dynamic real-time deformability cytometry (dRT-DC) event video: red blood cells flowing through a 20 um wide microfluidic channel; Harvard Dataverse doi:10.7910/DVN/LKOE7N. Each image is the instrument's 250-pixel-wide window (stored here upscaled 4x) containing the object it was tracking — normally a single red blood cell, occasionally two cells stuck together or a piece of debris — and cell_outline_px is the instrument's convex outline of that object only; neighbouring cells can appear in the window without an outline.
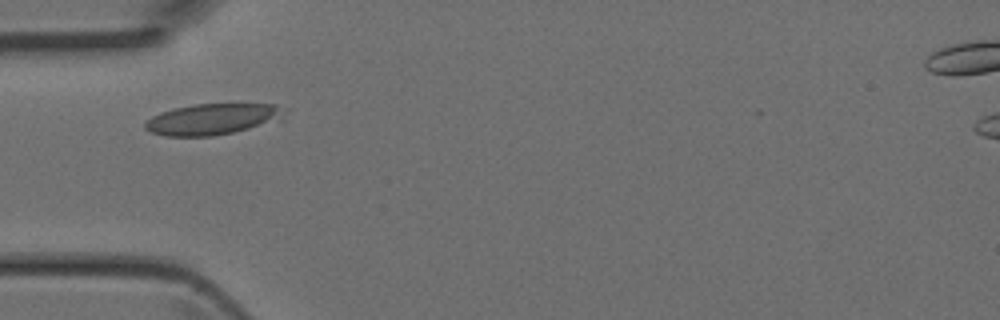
{"species": "Egyptian fruit bat (a non-hibernating species)", "species_latin": "Rousettus aegyptiacus", "temperature_condition": "room temperature", "stored_images_in_passage": 3, "camera_frame_rate_fps": 3000, "um_per_image_px": 0.085, "animal": {"sex": "female"}, "frame": {"image": 1, "passage_image": 2, "time_ms": 0.333, "image_size_px": [1000, 320], "cell_outline_px": [[276, 116], [248, 128], [232, 132], [212, 136], [164, 136], [152, 132], [144, 128], [144, 124], [152, 116], [160, 112], [176, 108], [196, 104], [276, 104]], "centroid_in_image_um": [17.77, 10.14], "position_along_channel_um": 67.2, "area_um2": 23.7}}